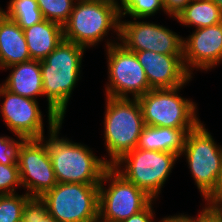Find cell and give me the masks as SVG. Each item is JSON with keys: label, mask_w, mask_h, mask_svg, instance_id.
<instances>
[{"label": "cell", "mask_w": 222, "mask_h": 222, "mask_svg": "<svg viewBox=\"0 0 222 222\" xmlns=\"http://www.w3.org/2000/svg\"><path fill=\"white\" fill-rule=\"evenodd\" d=\"M76 2L68 22L63 26L65 40L89 48L103 41L111 29L119 40L121 18L118 4L108 0Z\"/></svg>", "instance_id": "3957f363"}, {"label": "cell", "mask_w": 222, "mask_h": 222, "mask_svg": "<svg viewBox=\"0 0 222 222\" xmlns=\"http://www.w3.org/2000/svg\"><path fill=\"white\" fill-rule=\"evenodd\" d=\"M152 89L176 88L191 80L185 68L183 55H166L154 51H136Z\"/></svg>", "instance_id": "9a60e30c"}, {"label": "cell", "mask_w": 222, "mask_h": 222, "mask_svg": "<svg viewBox=\"0 0 222 222\" xmlns=\"http://www.w3.org/2000/svg\"><path fill=\"white\" fill-rule=\"evenodd\" d=\"M194 30L183 37V62L191 76L195 68L208 71L222 62V22Z\"/></svg>", "instance_id": "5bb4252c"}, {"label": "cell", "mask_w": 222, "mask_h": 222, "mask_svg": "<svg viewBox=\"0 0 222 222\" xmlns=\"http://www.w3.org/2000/svg\"><path fill=\"white\" fill-rule=\"evenodd\" d=\"M120 3V18L129 15L132 18L144 19L155 15L160 9L166 12L163 0H120Z\"/></svg>", "instance_id": "7402d4cb"}, {"label": "cell", "mask_w": 222, "mask_h": 222, "mask_svg": "<svg viewBox=\"0 0 222 222\" xmlns=\"http://www.w3.org/2000/svg\"><path fill=\"white\" fill-rule=\"evenodd\" d=\"M62 123L49 127L45 141L57 183L100 184L110 167L108 159L98 158L86 145L58 137Z\"/></svg>", "instance_id": "7a4b0ae2"}, {"label": "cell", "mask_w": 222, "mask_h": 222, "mask_svg": "<svg viewBox=\"0 0 222 222\" xmlns=\"http://www.w3.org/2000/svg\"><path fill=\"white\" fill-rule=\"evenodd\" d=\"M104 139L110 159L114 165L123 155L134 150L144 125L138 99L106 96Z\"/></svg>", "instance_id": "277c9868"}, {"label": "cell", "mask_w": 222, "mask_h": 222, "mask_svg": "<svg viewBox=\"0 0 222 222\" xmlns=\"http://www.w3.org/2000/svg\"><path fill=\"white\" fill-rule=\"evenodd\" d=\"M186 135L183 129L145 125L136 148L175 153L180 157Z\"/></svg>", "instance_id": "d6986e66"}, {"label": "cell", "mask_w": 222, "mask_h": 222, "mask_svg": "<svg viewBox=\"0 0 222 222\" xmlns=\"http://www.w3.org/2000/svg\"><path fill=\"white\" fill-rule=\"evenodd\" d=\"M18 169L23 189L30 197H42L57 185L45 138L26 139L20 147Z\"/></svg>", "instance_id": "8fae6325"}, {"label": "cell", "mask_w": 222, "mask_h": 222, "mask_svg": "<svg viewBox=\"0 0 222 222\" xmlns=\"http://www.w3.org/2000/svg\"><path fill=\"white\" fill-rule=\"evenodd\" d=\"M44 19L64 26L70 17L76 0H36Z\"/></svg>", "instance_id": "603a6c76"}, {"label": "cell", "mask_w": 222, "mask_h": 222, "mask_svg": "<svg viewBox=\"0 0 222 222\" xmlns=\"http://www.w3.org/2000/svg\"><path fill=\"white\" fill-rule=\"evenodd\" d=\"M18 141L9 137H0V163L3 165H18L19 150L25 137L16 135Z\"/></svg>", "instance_id": "484cf974"}, {"label": "cell", "mask_w": 222, "mask_h": 222, "mask_svg": "<svg viewBox=\"0 0 222 222\" xmlns=\"http://www.w3.org/2000/svg\"><path fill=\"white\" fill-rule=\"evenodd\" d=\"M178 158L175 153L135 148L112 167L156 200Z\"/></svg>", "instance_id": "8992f818"}, {"label": "cell", "mask_w": 222, "mask_h": 222, "mask_svg": "<svg viewBox=\"0 0 222 222\" xmlns=\"http://www.w3.org/2000/svg\"><path fill=\"white\" fill-rule=\"evenodd\" d=\"M22 187L18 165L0 163V195L16 194L17 187Z\"/></svg>", "instance_id": "4316f807"}, {"label": "cell", "mask_w": 222, "mask_h": 222, "mask_svg": "<svg viewBox=\"0 0 222 222\" xmlns=\"http://www.w3.org/2000/svg\"><path fill=\"white\" fill-rule=\"evenodd\" d=\"M11 69L2 86L11 93L37 100L44 96L40 60L13 64L3 69Z\"/></svg>", "instance_id": "2e32d148"}, {"label": "cell", "mask_w": 222, "mask_h": 222, "mask_svg": "<svg viewBox=\"0 0 222 222\" xmlns=\"http://www.w3.org/2000/svg\"><path fill=\"white\" fill-rule=\"evenodd\" d=\"M155 200H153L144 210L140 211L139 213L132 215L128 219L122 222H154V215L152 204Z\"/></svg>", "instance_id": "f546056e"}, {"label": "cell", "mask_w": 222, "mask_h": 222, "mask_svg": "<svg viewBox=\"0 0 222 222\" xmlns=\"http://www.w3.org/2000/svg\"><path fill=\"white\" fill-rule=\"evenodd\" d=\"M175 19L184 26L204 28L222 22V10L212 0H191Z\"/></svg>", "instance_id": "ffe728a7"}, {"label": "cell", "mask_w": 222, "mask_h": 222, "mask_svg": "<svg viewBox=\"0 0 222 222\" xmlns=\"http://www.w3.org/2000/svg\"><path fill=\"white\" fill-rule=\"evenodd\" d=\"M199 222H222V210H210Z\"/></svg>", "instance_id": "1f68e13d"}, {"label": "cell", "mask_w": 222, "mask_h": 222, "mask_svg": "<svg viewBox=\"0 0 222 222\" xmlns=\"http://www.w3.org/2000/svg\"><path fill=\"white\" fill-rule=\"evenodd\" d=\"M133 20H120L119 41L126 49L183 55V38L176 32L159 24Z\"/></svg>", "instance_id": "7c38bea8"}, {"label": "cell", "mask_w": 222, "mask_h": 222, "mask_svg": "<svg viewBox=\"0 0 222 222\" xmlns=\"http://www.w3.org/2000/svg\"><path fill=\"white\" fill-rule=\"evenodd\" d=\"M186 157L193 180L205 199L215 188L222 171V147L200 122L190 130L181 152Z\"/></svg>", "instance_id": "ba28073f"}, {"label": "cell", "mask_w": 222, "mask_h": 222, "mask_svg": "<svg viewBox=\"0 0 222 222\" xmlns=\"http://www.w3.org/2000/svg\"><path fill=\"white\" fill-rule=\"evenodd\" d=\"M104 182L110 183L108 189ZM154 199L110 166L99 184V218L122 222L144 210Z\"/></svg>", "instance_id": "9c48e42d"}, {"label": "cell", "mask_w": 222, "mask_h": 222, "mask_svg": "<svg viewBox=\"0 0 222 222\" xmlns=\"http://www.w3.org/2000/svg\"><path fill=\"white\" fill-rule=\"evenodd\" d=\"M31 59L44 60L64 39L63 26L42 20L23 29Z\"/></svg>", "instance_id": "ac0fdd59"}, {"label": "cell", "mask_w": 222, "mask_h": 222, "mask_svg": "<svg viewBox=\"0 0 222 222\" xmlns=\"http://www.w3.org/2000/svg\"><path fill=\"white\" fill-rule=\"evenodd\" d=\"M209 211L210 209L205 205L204 209L196 217L179 214V215L164 217L159 222H199Z\"/></svg>", "instance_id": "f1b7e54d"}, {"label": "cell", "mask_w": 222, "mask_h": 222, "mask_svg": "<svg viewBox=\"0 0 222 222\" xmlns=\"http://www.w3.org/2000/svg\"><path fill=\"white\" fill-rule=\"evenodd\" d=\"M108 61V81L106 96L113 98L138 99L152 88L149 86L143 66L135 52L126 49L121 43L106 42ZM129 93V94H128Z\"/></svg>", "instance_id": "30bf717a"}, {"label": "cell", "mask_w": 222, "mask_h": 222, "mask_svg": "<svg viewBox=\"0 0 222 222\" xmlns=\"http://www.w3.org/2000/svg\"><path fill=\"white\" fill-rule=\"evenodd\" d=\"M30 60L23 29L0 10V69Z\"/></svg>", "instance_id": "e0dca14e"}, {"label": "cell", "mask_w": 222, "mask_h": 222, "mask_svg": "<svg viewBox=\"0 0 222 222\" xmlns=\"http://www.w3.org/2000/svg\"><path fill=\"white\" fill-rule=\"evenodd\" d=\"M91 222H105V221L101 220L100 218H97L96 220L91 221Z\"/></svg>", "instance_id": "836d02e7"}, {"label": "cell", "mask_w": 222, "mask_h": 222, "mask_svg": "<svg viewBox=\"0 0 222 222\" xmlns=\"http://www.w3.org/2000/svg\"><path fill=\"white\" fill-rule=\"evenodd\" d=\"M222 10V0H212Z\"/></svg>", "instance_id": "d6a6232c"}, {"label": "cell", "mask_w": 222, "mask_h": 222, "mask_svg": "<svg viewBox=\"0 0 222 222\" xmlns=\"http://www.w3.org/2000/svg\"><path fill=\"white\" fill-rule=\"evenodd\" d=\"M191 0H163V5L167 15L174 17L190 2Z\"/></svg>", "instance_id": "4dcf8cb0"}, {"label": "cell", "mask_w": 222, "mask_h": 222, "mask_svg": "<svg viewBox=\"0 0 222 222\" xmlns=\"http://www.w3.org/2000/svg\"><path fill=\"white\" fill-rule=\"evenodd\" d=\"M0 10L22 29L29 28L44 20L36 0H10L7 11L2 8Z\"/></svg>", "instance_id": "44dd1931"}, {"label": "cell", "mask_w": 222, "mask_h": 222, "mask_svg": "<svg viewBox=\"0 0 222 222\" xmlns=\"http://www.w3.org/2000/svg\"><path fill=\"white\" fill-rule=\"evenodd\" d=\"M85 50L86 47L63 39L44 60H40L49 127H56L64 119L72 91L80 77Z\"/></svg>", "instance_id": "6da1fadb"}, {"label": "cell", "mask_w": 222, "mask_h": 222, "mask_svg": "<svg viewBox=\"0 0 222 222\" xmlns=\"http://www.w3.org/2000/svg\"><path fill=\"white\" fill-rule=\"evenodd\" d=\"M40 198L57 222H91L99 218V184L57 183Z\"/></svg>", "instance_id": "52a82bcc"}, {"label": "cell", "mask_w": 222, "mask_h": 222, "mask_svg": "<svg viewBox=\"0 0 222 222\" xmlns=\"http://www.w3.org/2000/svg\"><path fill=\"white\" fill-rule=\"evenodd\" d=\"M31 197L23 195H0V222H22L23 210Z\"/></svg>", "instance_id": "cb8c5ba5"}, {"label": "cell", "mask_w": 222, "mask_h": 222, "mask_svg": "<svg viewBox=\"0 0 222 222\" xmlns=\"http://www.w3.org/2000/svg\"><path fill=\"white\" fill-rule=\"evenodd\" d=\"M22 222H57L47 213L45 202L40 197H31L25 204Z\"/></svg>", "instance_id": "d4e9b609"}, {"label": "cell", "mask_w": 222, "mask_h": 222, "mask_svg": "<svg viewBox=\"0 0 222 222\" xmlns=\"http://www.w3.org/2000/svg\"><path fill=\"white\" fill-rule=\"evenodd\" d=\"M108 1H111V2H114V3H116V4H119V3H118V0H108Z\"/></svg>", "instance_id": "e575fe53"}, {"label": "cell", "mask_w": 222, "mask_h": 222, "mask_svg": "<svg viewBox=\"0 0 222 222\" xmlns=\"http://www.w3.org/2000/svg\"><path fill=\"white\" fill-rule=\"evenodd\" d=\"M210 210H222V171L218 177L214 190L204 199Z\"/></svg>", "instance_id": "83f0119b"}, {"label": "cell", "mask_w": 222, "mask_h": 222, "mask_svg": "<svg viewBox=\"0 0 222 222\" xmlns=\"http://www.w3.org/2000/svg\"><path fill=\"white\" fill-rule=\"evenodd\" d=\"M181 88L151 89L139 97L144 125L183 129L186 133L195 128L201 122L197 106L180 96Z\"/></svg>", "instance_id": "5b68a950"}, {"label": "cell", "mask_w": 222, "mask_h": 222, "mask_svg": "<svg viewBox=\"0 0 222 222\" xmlns=\"http://www.w3.org/2000/svg\"><path fill=\"white\" fill-rule=\"evenodd\" d=\"M5 98L0 112L10 131L26 139L44 137L42 112L35 99L9 92L0 84V97Z\"/></svg>", "instance_id": "4fadbf2b"}]
</instances>
